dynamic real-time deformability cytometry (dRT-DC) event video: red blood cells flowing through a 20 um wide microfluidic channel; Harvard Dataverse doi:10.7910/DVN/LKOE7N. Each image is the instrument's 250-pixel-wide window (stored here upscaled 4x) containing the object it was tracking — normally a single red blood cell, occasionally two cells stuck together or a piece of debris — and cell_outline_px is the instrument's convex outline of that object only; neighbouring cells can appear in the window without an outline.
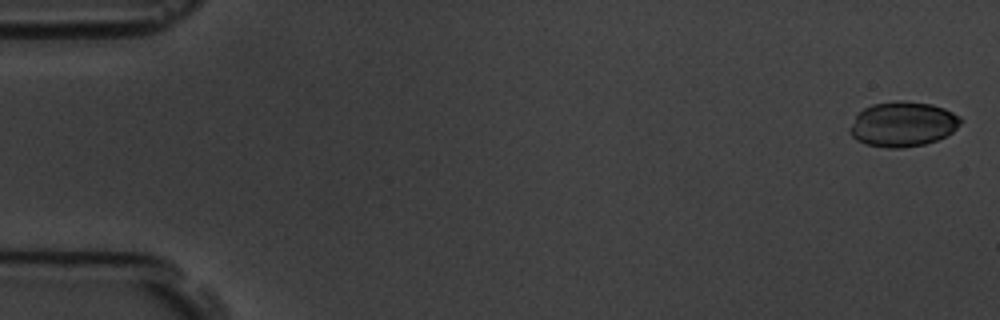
{"species": "common noctule bat (a hibernating species)", "species_latin": "Nyctalus noctula", "temperature_condition": "room temperature", "stored_images_in_passage": 8, "camera_frame_rate_fps": 3000, "um_per_image_px": 0.085, "animal": {"sex": "male", "body_mass_g": 19.5, "forearm_length_mm": 54.6}, "frame": {"image": 1, "passage_image": 1, "time_ms": 0.0, "image_size_px": [1000, 320], "cell_outline_px": [[964, 120], [952, 132], [936, 140], [924, 144], [900, 148], [888, 148], [864, 144], [856, 140], [848, 132], [848, 128], [856, 116], [864, 108], [872, 104], [896, 100], [932, 104], [944, 108], [960, 116]], "centroid_in_image_um": [76.72, 10.55], "position_along_channel_um": 8.3, "area_um2": 29.07}}
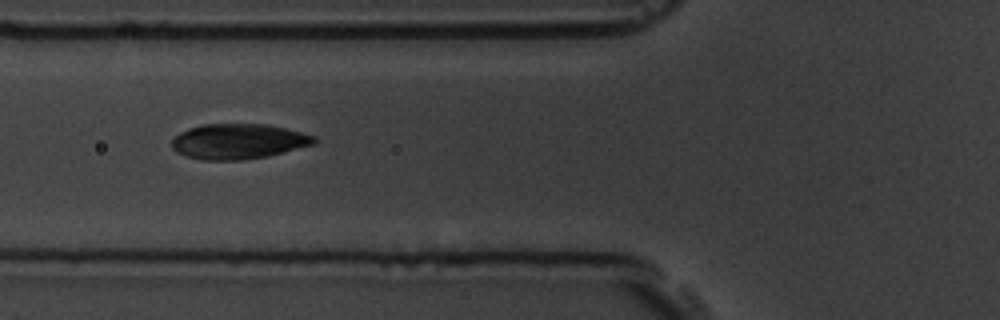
{"frame": {"image": 2, "passage_image": 7, "time_ms": 6.667, "image_size_px": [1000, 320], "cell_outline_px": [[316, 140], [312, 144], [284, 152], [268, 156], [240, 160], [204, 160], [188, 156], [176, 152], [172, 148], [172, 140], [180, 132], [188, 128], [204, 124], [268, 124], [316, 136]], "centroid_in_image_um": [20.24, 12.01], "position_along_channel_um": 105.6, "area_um2": 29.02}}
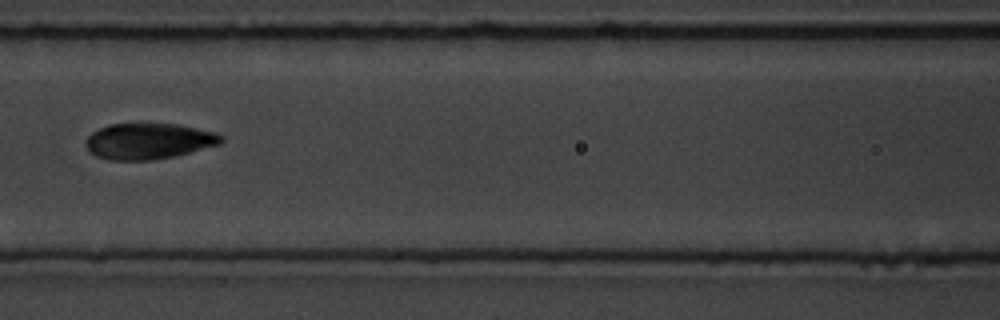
{"frame": {"image": 3, "passage_image": 8, "time_ms": 8.0, "image_size_px": [1000, 320], "cell_outline_px": [[224, 140], [220, 144], [172, 156], [152, 160], [108, 160], [96, 156], [84, 144], [84, 140], [92, 132], [108, 124], [180, 124], [216, 132], [224, 136]], "centroid_in_image_um": [12.63, 11.99], "position_along_channel_um": 154.0, "area_um2": 28.32}}